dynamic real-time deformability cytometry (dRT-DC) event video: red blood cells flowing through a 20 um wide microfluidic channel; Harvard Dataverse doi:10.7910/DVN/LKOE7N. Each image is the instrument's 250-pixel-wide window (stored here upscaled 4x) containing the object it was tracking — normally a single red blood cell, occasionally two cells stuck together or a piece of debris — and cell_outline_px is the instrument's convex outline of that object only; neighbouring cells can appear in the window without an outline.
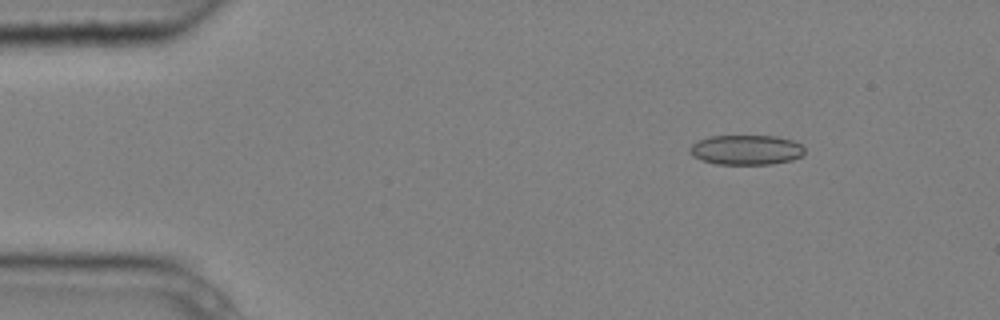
{"species": "common noctule bat (a hibernating species)", "species_latin": "Nyctalus noctula", "temperature_condition": "cold", "stored_images_in_passage": 4, "camera_frame_rate_fps": 3000, "um_per_image_px": 0.085, "animal": {"sex": "male", "body_mass_g": 20.4}, "frame": {"image": 1, "passage_image": 2, "time_ms": 0.333, "image_size_px": [1000, 320], "cell_outline_px": [[804, 152], [800, 156], [792, 160], [772, 164], [716, 164], [692, 156], [688, 152], [688, 148], [692, 144], [708, 136], [776, 136], [792, 140], [800, 144], [804, 148]], "centroid_in_image_um": [63.4, 12.74], "position_along_channel_um": 21.6, "area_um2": 19.94}}